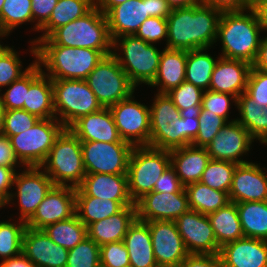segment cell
<instances>
[{"instance_id": "6da1fadb", "label": "cell", "mask_w": 267, "mask_h": 267, "mask_svg": "<svg viewBox=\"0 0 267 267\" xmlns=\"http://www.w3.org/2000/svg\"><path fill=\"white\" fill-rule=\"evenodd\" d=\"M221 14V10L200 2L190 7L173 8L167 17L164 47L190 51L216 46Z\"/></svg>"}, {"instance_id": "7a4b0ae2", "label": "cell", "mask_w": 267, "mask_h": 267, "mask_svg": "<svg viewBox=\"0 0 267 267\" xmlns=\"http://www.w3.org/2000/svg\"><path fill=\"white\" fill-rule=\"evenodd\" d=\"M262 30L252 8L222 11L218 23L216 42H221V57L255 62Z\"/></svg>"}, {"instance_id": "3957f363", "label": "cell", "mask_w": 267, "mask_h": 267, "mask_svg": "<svg viewBox=\"0 0 267 267\" xmlns=\"http://www.w3.org/2000/svg\"><path fill=\"white\" fill-rule=\"evenodd\" d=\"M103 57L90 48L35 44L36 63L51 79L85 80Z\"/></svg>"}, {"instance_id": "277c9868", "label": "cell", "mask_w": 267, "mask_h": 267, "mask_svg": "<svg viewBox=\"0 0 267 267\" xmlns=\"http://www.w3.org/2000/svg\"><path fill=\"white\" fill-rule=\"evenodd\" d=\"M36 44H57L69 47L99 50L104 56L112 54L106 15L94 6L87 14L55 29L47 38Z\"/></svg>"}, {"instance_id": "5b68a950", "label": "cell", "mask_w": 267, "mask_h": 267, "mask_svg": "<svg viewBox=\"0 0 267 267\" xmlns=\"http://www.w3.org/2000/svg\"><path fill=\"white\" fill-rule=\"evenodd\" d=\"M162 50L135 35H124L113 40L112 55L126 72L130 82L150 85L155 79Z\"/></svg>"}, {"instance_id": "8992f818", "label": "cell", "mask_w": 267, "mask_h": 267, "mask_svg": "<svg viewBox=\"0 0 267 267\" xmlns=\"http://www.w3.org/2000/svg\"><path fill=\"white\" fill-rule=\"evenodd\" d=\"M40 167L54 185L77 188L82 183L86 171L81 141L69 128H65L57 137Z\"/></svg>"}, {"instance_id": "52a82bcc", "label": "cell", "mask_w": 267, "mask_h": 267, "mask_svg": "<svg viewBox=\"0 0 267 267\" xmlns=\"http://www.w3.org/2000/svg\"><path fill=\"white\" fill-rule=\"evenodd\" d=\"M52 87L56 119L65 128L103 108L85 80L52 79Z\"/></svg>"}, {"instance_id": "ba28073f", "label": "cell", "mask_w": 267, "mask_h": 267, "mask_svg": "<svg viewBox=\"0 0 267 267\" xmlns=\"http://www.w3.org/2000/svg\"><path fill=\"white\" fill-rule=\"evenodd\" d=\"M170 166V152L151 146H134L127 169L129 195L134 203L152 192Z\"/></svg>"}, {"instance_id": "9c48e42d", "label": "cell", "mask_w": 267, "mask_h": 267, "mask_svg": "<svg viewBox=\"0 0 267 267\" xmlns=\"http://www.w3.org/2000/svg\"><path fill=\"white\" fill-rule=\"evenodd\" d=\"M64 129L56 118L39 119L32 128L9 139L18 160L25 167H40Z\"/></svg>"}, {"instance_id": "30bf717a", "label": "cell", "mask_w": 267, "mask_h": 267, "mask_svg": "<svg viewBox=\"0 0 267 267\" xmlns=\"http://www.w3.org/2000/svg\"><path fill=\"white\" fill-rule=\"evenodd\" d=\"M85 81L103 108L115 105L137 90L112 54L104 56Z\"/></svg>"}, {"instance_id": "8fae6325", "label": "cell", "mask_w": 267, "mask_h": 267, "mask_svg": "<svg viewBox=\"0 0 267 267\" xmlns=\"http://www.w3.org/2000/svg\"><path fill=\"white\" fill-rule=\"evenodd\" d=\"M129 97L109 107L123 141L133 146H150V107Z\"/></svg>"}, {"instance_id": "7c38bea8", "label": "cell", "mask_w": 267, "mask_h": 267, "mask_svg": "<svg viewBox=\"0 0 267 267\" xmlns=\"http://www.w3.org/2000/svg\"><path fill=\"white\" fill-rule=\"evenodd\" d=\"M53 186V181L41 167H23L22 172L18 170L14 176L12 189L16 191H12L8 205L11 207L15 199L18 200L20 215L17 218L27 222Z\"/></svg>"}, {"instance_id": "4fadbf2b", "label": "cell", "mask_w": 267, "mask_h": 267, "mask_svg": "<svg viewBox=\"0 0 267 267\" xmlns=\"http://www.w3.org/2000/svg\"><path fill=\"white\" fill-rule=\"evenodd\" d=\"M86 174L127 175L134 148L130 143L81 142Z\"/></svg>"}, {"instance_id": "5bb4252c", "label": "cell", "mask_w": 267, "mask_h": 267, "mask_svg": "<svg viewBox=\"0 0 267 267\" xmlns=\"http://www.w3.org/2000/svg\"><path fill=\"white\" fill-rule=\"evenodd\" d=\"M174 222L189 254L220 253L221 247L207 215L189 210Z\"/></svg>"}, {"instance_id": "9a60e30c", "label": "cell", "mask_w": 267, "mask_h": 267, "mask_svg": "<svg viewBox=\"0 0 267 267\" xmlns=\"http://www.w3.org/2000/svg\"><path fill=\"white\" fill-rule=\"evenodd\" d=\"M254 141L250 133L235 120L225 124L205 148L210 159L242 164L250 162L243 157L250 153Z\"/></svg>"}, {"instance_id": "2e32d148", "label": "cell", "mask_w": 267, "mask_h": 267, "mask_svg": "<svg viewBox=\"0 0 267 267\" xmlns=\"http://www.w3.org/2000/svg\"><path fill=\"white\" fill-rule=\"evenodd\" d=\"M149 226L153 253L158 267L180 266L189 255L174 221L153 220Z\"/></svg>"}, {"instance_id": "e0dca14e", "label": "cell", "mask_w": 267, "mask_h": 267, "mask_svg": "<svg viewBox=\"0 0 267 267\" xmlns=\"http://www.w3.org/2000/svg\"><path fill=\"white\" fill-rule=\"evenodd\" d=\"M75 208V188L54 185L26 222V227L43 229L49 224L69 219L76 214Z\"/></svg>"}, {"instance_id": "ac0fdd59", "label": "cell", "mask_w": 267, "mask_h": 267, "mask_svg": "<svg viewBox=\"0 0 267 267\" xmlns=\"http://www.w3.org/2000/svg\"><path fill=\"white\" fill-rule=\"evenodd\" d=\"M137 219L143 222L153 220L175 221L190 210L188 195L184 189L179 193L149 192L136 203Z\"/></svg>"}, {"instance_id": "d6986e66", "label": "cell", "mask_w": 267, "mask_h": 267, "mask_svg": "<svg viewBox=\"0 0 267 267\" xmlns=\"http://www.w3.org/2000/svg\"><path fill=\"white\" fill-rule=\"evenodd\" d=\"M21 253L35 267H66L68 250L53 242L43 229L26 227Z\"/></svg>"}, {"instance_id": "ffe728a7", "label": "cell", "mask_w": 267, "mask_h": 267, "mask_svg": "<svg viewBox=\"0 0 267 267\" xmlns=\"http://www.w3.org/2000/svg\"><path fill=\"white\" fill-rule=\"evenodd\" d=\"M230 202L267 201V180L260 163L238 164L229 190Z\"/></svg>"}, {"instance_id": "44dd1931", "label": "cell", "mask_w": 267, "mask_h": 267, "mask_svg": "<svg viewBox=\"0 0 267 267\" xmlns=\"http://www.w3.org/2000/svg\"><path fill=\"white\" fill-rule=\"evenodd\" d=\"M75 195L110 199L118 201L123 207L136 205L129 195L127 175L86 174L82 183L75 188Z\"/></svg>"}, {"instance_id": "7402d4cb", "label": "cell", "mask_w": 267, "mask_h": 267, "mask_svg": "<svg viewBox=\"0 0 267 267\" xmlns=\"http://www.w3.org/2000/svg\"><path fill=\"white\" fill-rule=\"evenodd\" d=\"M251 67L247 61L219 56L211 75L209 89L238 98L246 91Z\"/></svg>"}, {"instance_id": "603a6c76", "label": "cell", "mask_w": 267, "mask_h": 267, "mask_svg": "<svg viewBox=\"0 0 267 267\" xmlns=\"http://www.w3.org/2000/svg\"><path fill=\"white\" fill-rule=\"evenodd\" d=\"M69 129L81 142L128 143L121 139L109 108L80 117Z\"/></svg>"}, {"instance_id": "cb8c5ba5", "label": "cell", "mask_w": 267, "mask_h": 267, "mask_svg": "<svg viewBox=\"0 0 267 267\" xmlns=\"http://www.w3.org/2000/svg\"><path fill=\"white\" fill-rule=\"evenodd\" d=\"M223 267H267V241L243 237L220 249Z\"/></svg>"}, {"instance_id": "d4e9b609", "label": "cell", "mask_w": 267, "mask_h": 267, "mask_svg": "<svg viewBox=\"0 0 267 267\" xmlns=\"http://www.w3.org/2000/svg\"><path fill=\"white\" fill-rule=\"evenodd\" d=\"M23 109L39 119L56 118L53 104L52 79L35 62L29 68V89Z\"/></svg>"}, {"instance_id": "484cf974", "label": "cell", "mask_w": 267, "mask_h": 267, "mask_svg": "<svg viewBox=\"0 0 267 267\" xmlns=\"http://www.w3.org/2000/svg\"><path fill=\"white\" fill-rule=\"evenodd\" d=\"M106 18L112 40L124 35H135L142 23L149 18L147 2L128 0L113 7Z\"/></svg>"}, {"instance_id": "4316f807", "label": "cell", "mask_w": 267, "mask_h": 267, "mask_svg": "<svg viewBox=\"0 0 267 267\" xmlns=\"http://www.w3.org/2000/svg\"><path fill=\"white\" fill-rule=\"evenodd\" d=\"M137 219L136 205L123 207L118 213L87 226V236L99 246L123 241Z\"/></svg>"}, {"instance_id": "83f0119b", "label": "cell", "mask_w": 267, "mask_h": 267, "mask_svg": "<svg viewBox=\"0 0 267 267\" xmlns=\"http://www.w3.org/2000/svg\"><path fill=\"white\" fill-rule=\"evenodd\" d=\"M169 152L170 165L174 168L184 187L200 181L210 160L206 148L188 145Z\"/></svg>"}, {"instance_id": "f1b7e54d", "label": "cell", "mask_w": 267, "mask_h": 267, "mask_svg": "<svg viewBox=\"0 0 267 267\" xmlns=\"http://www.w3.org/2000/svg\"><path fill=\"white\" fill-rule=\"evenodd\" d=\"M186 60V50L163 48L157 75L149 87H156L160 94L178 87L185 81Z\"/></svg>"}, {"instance_id": "f546056e", "label": "cell", "mask_w": 267, "mask_h": 267, "mask_svg": "<svg viewBox=\"0 0 267 267\" xmlns=\"http://www.w3.org/2000/svg\"><path fill=\"white\" fill-rule=\"evenodd\" d=\"M123 243L128 250L130 267H158L146 222L136 219L129 227Z\"/></svg>"}, {"instance_id": "4dcf8cb0", "label": "cell", "mask_w": 267, "mask_h": 267, "mask_svg": "<svg viewBox=\"0 0 267 267\" xmlns=\"http://www.w3.org/2000/svg\"><path fill=\"white\" fill-rule=\"evenodd\" d=\"M95 6V0H58L49 20L39 29L42 35L31 40L28 51L35 59V44L47 38L55 29L87 14Z\"/></svg>"}, {"instance_id": "1f68e13d", "label": "cell", "mask_w": 267, "mask_h": 267, "mask_svg": "<svg viewBox=\"0 0 267 267\" xmlns=\"http://www.w3.org/2000/svg\"><path fill=\"white\" fill-rule=\"evenodd\" d=\"M239 117L236 120L257 142L267 146V106H260L245 92L237 98Z\"/></svg>"}, {"instance_id": "d6a6232c", "label": "cell", "mask_w": 267, "mask_h": 267, "mask_svg": "<svg viewBox=\"0 0 267 267\" xmlns=\"http://www.w3.org/2000/svg\"><path fill=\"white\" fill-rule=\"evenodd\" d=\"M207 216L220 247L244 237L236 203L229 202L226 206L209 213Z\"/></svg>"}, {"instance_id": "836d02e7", "label": "cell", "mask_w": 267, "mask_h": 267, "mask_svg": "<svg viewBox=\"0 0 267 267\" xmlns=\"http://www.w3.org/2000/svg\"><path fill=\"white\" fill-rule=\"evenodd\" d=\"M244 237L267 241V201L236 203Z\"/></svg>"}, {"instance_id": "e575fe53", "label": "cell", "mask_w": 267, "mask_h": 267, "mask_svg": "<svg viewBox=\"0 0 267 267\" xmlns=\"http://www.w3.org/2000/svg\"><path fill=\"white\" fill-rule=\"evenodd\" d=\"M208 49L211 48L187 51L185 68V81L204 91L210 87L211 75L219 58L218 56L213 57L212 54L208 53Z\"/></svg>"}, {"instance_id": "d590c367", "label": "cell", "mask_w": 267, "mask_h": 267, "mask_svg": "<svg viewBox=\"0 0 267 267\" xmlns=\"http://www.w3.org/2000/svg\"><path fill=\"white\" fill-rule=\"evenodd\" d=\"M188 195L190 210L208 215L226 206L229 202V194L215 190L202 182L189 184L185 187Z\"/></svg>"}, {"instance_id": "8d00e7d4", "label": "cell", "mask_w": 267, "mask_h": 267, "mask_svg": "<svg viewBox=\"0 0 267 267\" xmlns=\"http://www.w3.org/2000/svg\"><path fill=\"white\" fill-rule=\"evenodd\" d=\"M122 208L123 206L118 201L76 195V215L86 227L118 213Z\"/></svg>"}, {"instance_id": "74e56055", "label": "cell", "mask_w": 267, "mask_h": 267, "mask_svg": "<svg viewBox=\"0 0 267 267\" xmlns=\"http://www.w3.org/2000/svg\"><path fill=\"white\" fill-rule=\"evenodd\" d=\"M43 230L53 242L67 250L73 249L87 237V227L76 214L69 219L49 224Z\"/></svg>"}, {"instance_id": "f35d334b", "label": "cell", "mask_w": 267, "mask_h": 267, "mask_svg": "<svg viewBox=\"0 0 267 267\" xmlns=\"http://www.w3.org/2000/svg\"><path fill=\"white\" fill-rule=\"evenodd\" d=\"M150 146L168 151L186 146L184 118L181 117L166 126H150Z\"/></svg>"}, {"instance_id": "ab89813d", "label": "cell", "mask_w": 267, "mask_h": 267, "mask_svg": "<svg viewBox=\"0 0 267 267\" xmlns=\"http://www.w3.org/2000/svg\"><path fill=\"white\" fill-rule=\"evenodd\" d=\"M31 0H5L0 14V33L9 34L32 22Z\"/></svg>"}, {"instance_id": "60d3db41", "label": "cell", "mask_w": 267, "mask_h": 267, "mask_svg": "<svg viewBox=\"0 0 267 267\" xmlns=\"http://www.w3.org/2000/svg\"><path fill=\"white\" fill-rule=\"evenodd\" d=\"M0 220V259L8 260L21 254L22 237L26 228L23 220ZM15 222H12V221Z\"/></svg>"}, {"instance_id": "b9f144b4", "label": "cell", "mask_w": 267, "mask_h": 267, "mask_svg": "<svg viewBox=\"0 0 267 267\" xmlns=\"http://www.w3.org/2000/svg\"><path fill=\"white\" fill-rule=\"evenodd\" d=\"M237 165L231 161L210 159L202 173L200 182L212 189L229 194L233 173Z\"/></svg>"}, {"instance_id": "7bdbcfd3", "label": "cell", "mask_w": 267, "mask_h": 267, "mask_svg": "<svg viewBox=\"0 0 267 267\" xmlns=\"http://www.w3.org/2000/svg\"><path fill=\"white\" fill-rule=\"evenodd\" d=\"M19 57V52L14 49V46L7 45L0 52V92L4 90V87L18 80L36 62L33 60L26 68H23L22 59Z\"/></svg>"}, {"instance_id": "ee69618b", "label": "cell", "mask_w": 267, "mask_h": 267, "mask_svg": "<svg viewBox=\"0 0 267 267\" xmlns=\"http://www.w3.org/2000/svg\"><path fill=\"white\" fill-rule=\"evenodd\" d=\"M66 267H101L100 246L87 236L68 250Z\"/></svg>"}, {"instance_id": "f6af8a7d", "label": "cell", "mask_w": 267, "mask_h": 267, "mask_svg": "<svg viewBox=\"0 0 267 267\" xmlns=\"http://www.w3.org/2000/svg\"><path fill=\"white\" fill-rule=\"evenodd\" d=\"M150 107V126H166L181 118L180 110L167 94L155 93Z\"/></svg>"}, {"instance_id": "bcb514c9", "label": "cell", "mask_w": 267, "mask_h": 267, "mask_svg": "<svg viewBox=\"0 0 267 267\" xmlns=\"http://www.w3.org/2000/svg\"><path fill=\"white\" fill-rule=\"evenodd\" d=\"M231 104L237 108L236 96L208 89L204 91L201 107L202 110H207L208 113L216 114L224 118L227 122H232L236 118L230 119V106H233Z\"/></svg>"}, {"instance_id": "7dc6e473", "label": "cell", "mask_w": 267, "mask_h": 267, "mask_svg": "<svg viewBox=\"0 0 267 267\" xmlns=\"http://www.w3.org/2000/svg\"><path fill=\"white\" fill-rule=\"evenodd\" d=\"M199 119V130L192 146L207 147L210 142L215 138L220 129L228 122L213 113H208L207 110H201Z\"/></svg>"}, {"instance_id": "c3c4849f", "label": "cell", "mask_w": 267, "mask_h": 267, "mask_svg": "<svg viewBox=\"0 0 267 267\" xmlns=\"http://www.w3.org/2000/svg\"><path fill=\"white\" fill-rule=\"evenodd\" d=\"M39 120L24 109L4 110L3 135L15 136L32 128Z\"/></svg>"}, {"instance_id": "681fc988", "label": "cell", "mask_w": 267, "mask_h": 267, "mask_svg": "<svg viewBox=\"0 0 267 267\" xmlns=\"http://www.w3.org/2000/svg\"><path fill=\"white\" fill-rule=\"evenodd\" d=\"M166 94L179 110H184L192 106H201L204 90L184 81Z\"/></svg>"}, {"instance_id": "f907efd6", "label": "cell", "mask_w": 267, "mask_h": 267, "mask_svg": "<svg viewBox=\"0 0 267 267\" xmlns=\"http://www.w3.org/2000/svg\"><path fill=\"white\" fill-rule=\"evenodd\" d=\"M6 88V91L0 92V100L4 109H23L24 101H26V90L29 89V69Z\"/></svg>"}, {"instance_id": "816d5d0a", "label": "cell", "mask_w": 267, "mask_h": 267, "mask_svg": "<svg viewBox=\"0 0 267 267\" xmlns=\"http://www.w3.org/2000/svg\"><path fill=\"white\" fill-rule=\"evenodd\" d=\"M100 265L101 267H130L128 250L123 241L100 246Z\"/></svg>"}, {"instance_id": "f5cc1de1", "label": "cell", "mask_w": 267, "mask_h": 267, "mask_svg": "<svg viewBox=\"0 0 267 267\" xmlns=\"http://www.w3.org/2000/svg\"><path fill=\"white\" fill-rule=\"evenodd\" d=\"M136 37L149 44H161L167 42V19L160 17H149L139 27L135 34Z\"/></svg>"}, {"instance_id": "db71d44e", "label": "cell", "mask_w": 267, "mask_h": 267, "mask_svg": "<svg viewBox=\"0 0 267 267\" xmlns=\"http://www.w3.org/2000/svg\"><path fill=\"white\" fill-rule=\"evenodd\" d=\"M245 93L251 97L256 104L267 106V72L250 69Z\"/></svg>"}, {"instance_id": "11a10c76", "label": "cell", "mask_w": 267, "mask_h": 267, "mask_svg": "<svg viewBox=\"0 0 267 267\" xmlns=\"http://www.w3.org/2000/svg\"><path fill=\"white\" fill-rule=\"evenodd\" d=\"M58 0H31L32 6V25L33 31L39 32V29L49 20L51 13Z\"/></svg>"}, {"instance_id": "9f6ffc18", "label": "cell", "mask_w": 267, "mask_h": 267, "mask_svg": "<svg viewBox=\"0 0 267 267\" xmlns=\"http://www.w3.org/2000/svg\"><path fill=\"white\" fill-rule=\"evenodd\" d=\"M184 189L174 168L170 165L156 182L153 191L172 194L182 192Z\"/></svg>"}, {"instance_id": "6f0895ef", "label": "cell", "mask_w": 267, "mask_h": 267, "mask_svg": "<svg viewBox=\"0 0 267 267\" xmlns=\"http://www.w3.org/2000/svg\"><path fill=\"white\" fill-rule=\"evenodd\" d=\"M202 107L192 106L184 110H180L181 117L184 118L186 126V146L191 145L195 140L199 130V119Z\"/></svg>"}, {"instance_id": "680465c9", "label": "cell", "mask_w": 267, "mask_h": 267, "mask_svg": "<svg viewBox=\"0 0 267 267\" xmlns=\"http://www.w3.org/2000/svg\"><path fill=\"white\" fill-rule=\"evenodd\" d=\"M180 267H223L220 254H189Z\"/></svg>"}, {"instance_id": "91938a15", "label": "cell", "mask_w": 267, "mask_h": 267, "mask_svg": "<svg viewBox=\"0 0 267 267\" xmlns=\"http://www.w3.org/2000/svg\"><path fill=\"white\" fill-rule=\"evenodd\" d=\"M0 166L8 168L25 167L17 158L9 137L0 134Z\"/></svg>"}, {"instance_id": "94428289", "label": "cell", "mask_w": 267, "mask_h": 267, "mask_svg": "<svg viewBox=\"0 0 267 267\" xmlns=\"http://www.w3.org/2000/svg\"><path fill=\"white\" fill-rule=\"evenodd\" d=\"M198 2L221 11L245 10L252 6V0H198Z\"/></svg>"}, {"instance_id": "6125c7cd", "label": "cell", "mask_w": 267, "mask_h": 267, "mask_svg": "<svg viewBox=\"0 0 267 267\" xmlns=\"http://www.w3.org/2000/svg\"><path fill=\"white\" fill-rule=\"evenodd\" d=\"M17 170L18 168L0 166V193H2L7 199L10 198L13 191L11 188H13L14 176Z\"/></svg>"}, {"instance_id": "be15d7a7", "label": "cell", "mask_w": 267, "mask_h": 267, "mask_svg": "<svg viewBox=\"0 0 267 267\" xmlns=\"http://www.w3.org/2000/svg\"><path fill=\"white\" fill-rule=\"evenodd\" d=\"M147 2L148 16L165 18L171 14L172 7L166 0H144Z\"/></svg>"}, {"instance_id": "e7e4bbea", "label": "cell", "mask_w": 267, "mask_h": 267, "mask_svg": "<svg viewBox=\"0 0 267 267\" xmlns=\"http://www.w3.org/2000/svg\"><path fill=\"white\" fill-rule=\"evenodd\" d=\"M251 8L257 15L262 32L267 35V1H252Z\"/></svg>"}, {"instance_id": "03108f58", "label": "cell", "mask_w": 267, "mask_h": 267, "mask_svg": "<svg viewBox=\"0 0 267 267\" xmlns=\"http://www.w3.org/2000/svg\"><path fill=\"white\" fill-rule=\"evenodd\" d=\"M252 66L255 69L267 72V35L262 37L256 60Z\"/></svg>"}, {"instance_id": "003e7915", "label": "cell", "mask_w": 267, "mask_h": 267, "mask_svg": "<svg viewBox=\"0 0 267 267\" xmlns=\"http://www.w3.org/2000/svg\"><path fill=\"white\" fill-rule=\"evenodd\" d=\"M0 267H35L22 253L5 261H0Z\"/></svg>"}, {"instance_id": "a7ac6f4b", "label": "cell", "mask_w": 267, "mask_h": 267, "mask_svg": "<svg viewBox=\"0 0 267 267\" xmlns=\"http://www.w3.org/2000/svg\"><path fill=\"white\" fill-rule=\"evenodd\" d=\"M128 0H95L97 9L106 15L113 7L122 4Z\"/></svg>"}, {"instance_id": "89a4df30", "label": "cell", "mask_w": 267, "mask_h": 267, "mask_svg": "<svg viewBox=\"0 0 267 267\" xmlns=\"http://www.w3.org/2000/svg\"><path fill=\"white\" fill-rule=\"evenodd\" d=\"M173 8L190 7L198 3V0H166Z\"/></svg>"}, {"instance_id": "2644e50d", "label": "cell", "mask_w": 267, "mask_h": 267, "mask_svg": "<svg viewBox=\"0 0 267 267\" xmlns=\"http://www.w3.org/2000/svg\"><path fill=\"white\" fill-rule=\"evenodd\" d=\"M4 107L0 100V134L3 132V122H4Z\"/></svg>"}, {"instance_id": "8c879c8a", "label": "cell", "mask_w": 267, "mask_h": 267, "mask_svg": "<svg viewBox=\"0 0 267 267\" xmlns=\"http://www.w3.org/2000/svg\"><path fill=\"white\" fill-rule=\"evenodd\" d=\"M5 206H8V199L0 193V209L5 208Z\"/></svg>"}, {"instance_id": "753ad0ef", "label": "cell", "mask_w": 267, "mask_h": 267, "mask_svg": "<svg viewBox=\"0 0 267 267\" xmlns=\"http://www.w3.org/2000/svg\"><path fill=\"white\" fill-rule=\"evenodd\" d=\"M4 37H8V35L7 34H3V33H0V41H2V39H4ZM7 45L5 44H2L1 42H0V52L6 47Z\"/></svg>"}, {"instance_id": "34e18365", "label": "cell", "mask_w": 267, "mask_h": 267, "mask_svg": "<svg viewBox=\"0 0 267 267\" xmlns=\"http://www.w3.org/2000/svg\"><path fill=\"white\" fill-rule=\"evenodd\" d=\"M261 169L263 170L265 178L267 180V168L266 167H262Z\"/></svg>"}, {"instance_id": "11e5206c", "label": "cell", "mask_w": 267, "mask_h": 267, "mask_svg": "<svg viewBox=\"0 0 267 267\" xmlns=\"http://www.w3.org/2000/svg\"><path fill=\"white\" fill-rule=\"evenodd\" d=\"M4 1H5V0H0V14H1L2 6L4 5Z\"/></svg>"}]
</instances>
